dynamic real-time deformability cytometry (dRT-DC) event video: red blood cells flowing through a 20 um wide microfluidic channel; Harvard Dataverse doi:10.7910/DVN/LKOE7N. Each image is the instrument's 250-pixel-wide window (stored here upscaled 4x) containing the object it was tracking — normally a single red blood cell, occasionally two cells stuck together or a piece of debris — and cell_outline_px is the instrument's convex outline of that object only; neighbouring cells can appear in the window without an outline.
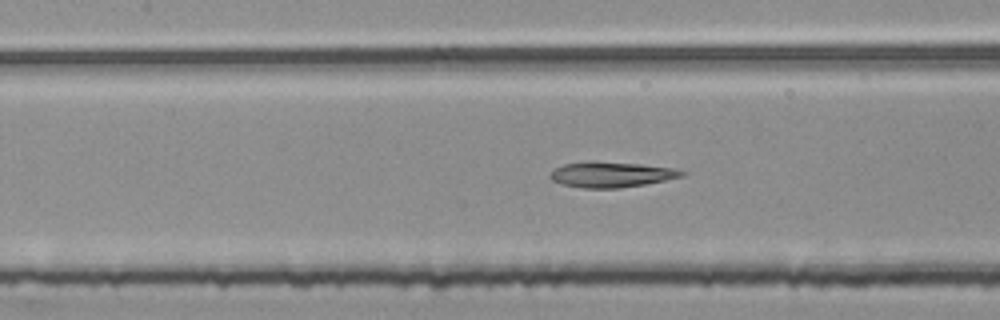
{"species": "common noctule bat (a hibernating species)", "species_latin": "Nyctalus noctula", "temperature_condition": "room temperature", "stored_images_in_passage": 53, "segment_of_instrument_passage": [2, 2], "camera_frame_rate_fps": 3000, "um_per_image_px": 0.085, "animal": {"sex": "female", "body_mass_g": 25.1}, "frame": {"image": 1, "passage_image": 24, "time_ms": 7.667, "image_size_px": [1000, 320], "cell_outline_px": [[684, 176], [644, 184], [620, 188], [580, 188], [560, 184], [552, 180], [548, 176], [556, 168], [564, 164], [588, 160], [640, 164], [672, 168], [684, 172]], "centroid_in_image_um": [51.89, 14.83], "position_along_channel_um": 155.5, "area_um2": 19.54}}
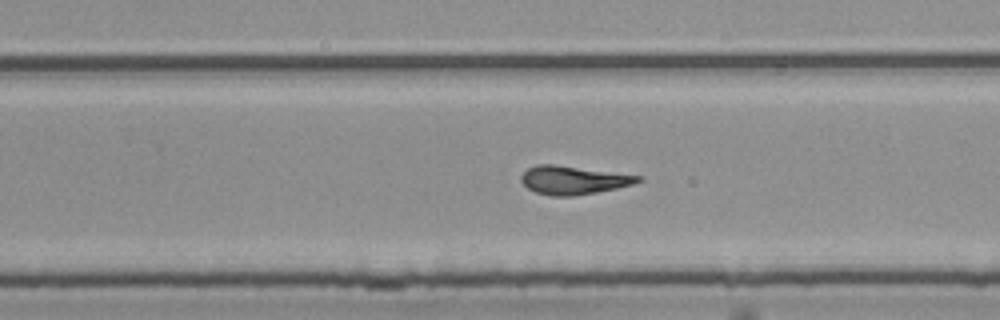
{"frame": {"image": 2, "passage_image": 34, "time_ms": 11.0, "image_size_px": [1000, 320], "cell_outline_px": [[644, 180], [632, 184], [616, 188], [596, 192], [572, 196], [552, 196], [536, 192], [528, 188], [520, 180], [520, 176], [528, 168], [536, 164], [556, 164], [640, 176]], "centroid_in_image_um": [48.7, 15.3], "position_along_channel_um": 281.1, "area_um2": 19.19}}
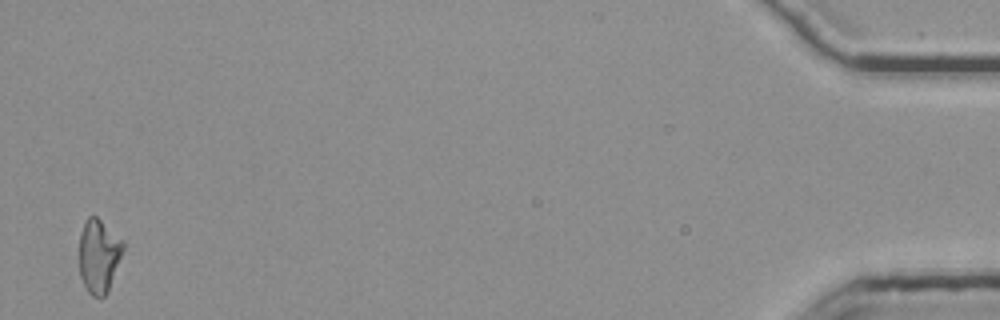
{"frame": {"image": 3, "passage_image": 53, "time_ms": 17.333, "image_size_px": [1000, 320], "cell_outline_px": [[124, 248], [108, 292], [100, 300], [92, 296], [88, 292], [80, 276], [80, 232], [88, 216], [96, 216], [124, 240]], "centroid_in_image_um": [8.41, 21.77], "position_along_channel_um": 426.8, "area_um2": 18.9}}